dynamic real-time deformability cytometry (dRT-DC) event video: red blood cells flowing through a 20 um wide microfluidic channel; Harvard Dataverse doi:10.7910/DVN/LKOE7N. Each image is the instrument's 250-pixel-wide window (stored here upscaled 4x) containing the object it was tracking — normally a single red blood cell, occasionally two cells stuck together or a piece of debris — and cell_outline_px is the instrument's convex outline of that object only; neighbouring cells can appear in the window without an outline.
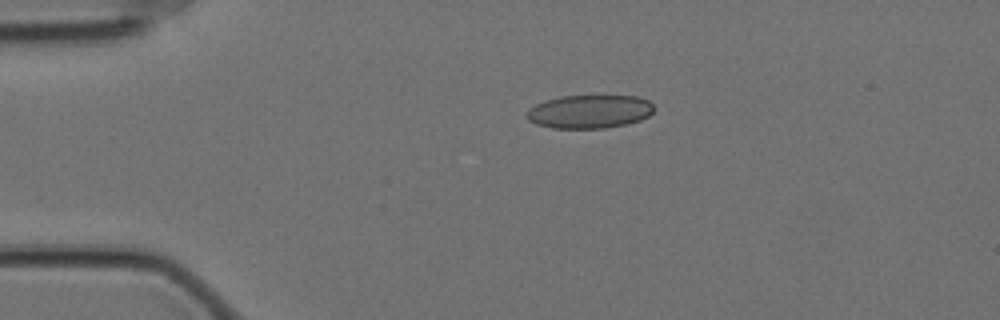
{"species": "Egyptian fruit bat (a non-hibernating species)", "species_latin": "Rousettus aegyptiacus", "temperature_condition": "cold", "stored_images_in_passage": 28, "camera_frame_rate_fps": 3000, "um_per_image_px": 0.085, "animal": {"sex": "female"}, "frame": {"image": 1, "passage_image": 1, "time_ms": 0.0, "image_size_px": [1000, 320], "cell_outline_px": [[656, 108], [648, 116], [640, 120], [624, 124], [604, 128], [552, 128], [536, 124], [528, 120], [524, 116], [528, 108], [544, 100], [560, 96], [636, 96], [648, 100]], "centroid_in_image_um": [50.07, 9.48], "position_along_channel_um": 34.9, "area_um2": 24.91}}
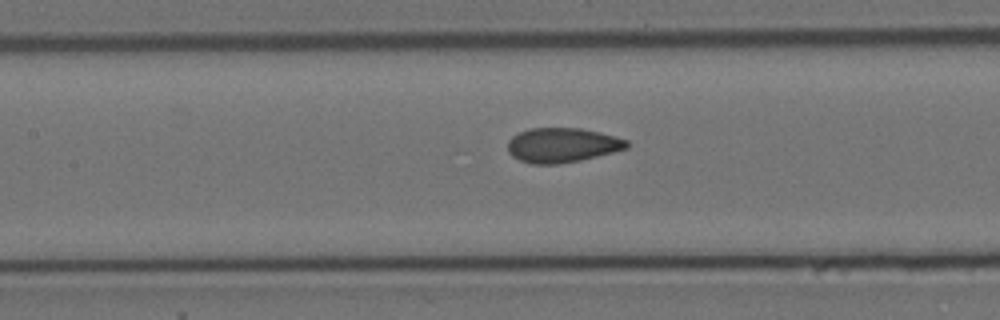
{"frame": {"image": 2, "passage_image": 15, "time_ms": 4.667, "image_size_px": [1000, 320], "cell_outline_px": [[628, 148], [580, 160], [556, 164], [532, 164], [520, 160], [512, 156], [508, 152], [508, 140], [512, 136], [528, 128], [580, 128], [600, 132], [628, 140]], "centroid_in_image_um": [47.76, 12.33], "position_along_channel_um": 159.6, "area_um2": 23.93}}
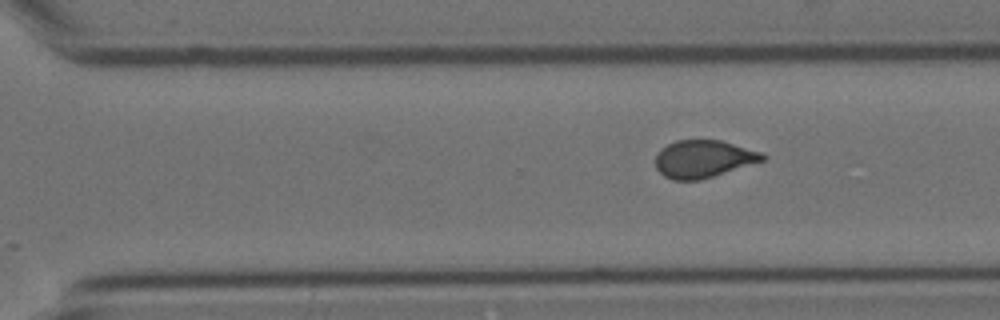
{"frame": {"image": 3, "passage_image": 28, "time_ms": 9.0, "image_size_px": [1000, 320], "cell_outline_px": [[764, 160], [700, 180], [672, 180], [664, 176], [656, 168], [656, 156], [660, 148], [676, 140], [720, 140], [764, 152]], "centroid_in_image_um": [59.77, 13.5], "position_along_channel_um": 310.8, "area_um2": 23.29}}